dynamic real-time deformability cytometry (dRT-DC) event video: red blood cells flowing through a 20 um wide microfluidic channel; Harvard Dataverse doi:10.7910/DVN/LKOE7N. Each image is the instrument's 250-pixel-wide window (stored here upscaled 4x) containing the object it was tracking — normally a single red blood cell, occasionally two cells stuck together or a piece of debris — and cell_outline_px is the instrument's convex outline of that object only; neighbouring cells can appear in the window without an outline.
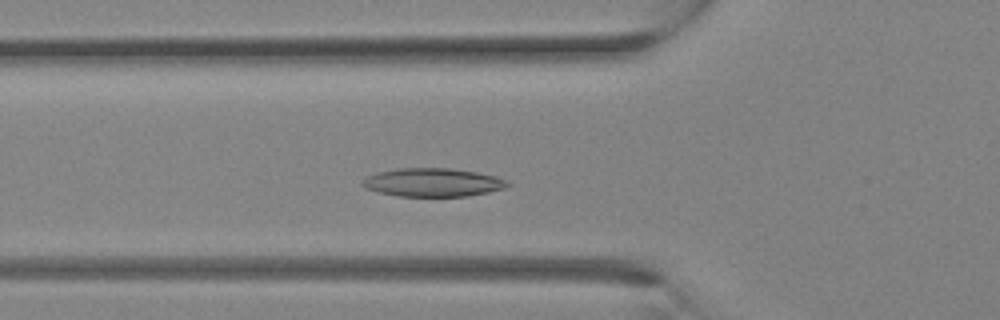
{"species": "Egyptian fruit bat (a non-hibernating species)", "species_latin": "Rousettus aegyptiacus", "temperature_condition": "room temperature", "stored_images_in_passage": 28, "camera_frame_rate_fps": 3000, "um_per_image_px": 0.085, "animal": {"sex": "female"}, "frame": {"image": 1, "passage_image": 7, "time_ms": 2.0, "image_size_px": [1000, 320], "cell_outline_px": [[512, 184], [508, 188], [468, 196], [396, 196], [364, 188], [360, 184], [360, 180], [376, 172], [400, 168], [448, 168], [476, 172], [496, 176], [508, 180]], "centroid_in_image_um": [36.8, 15.5], "position_along_channel_um": 89.0, "area_um2": 24.28}}
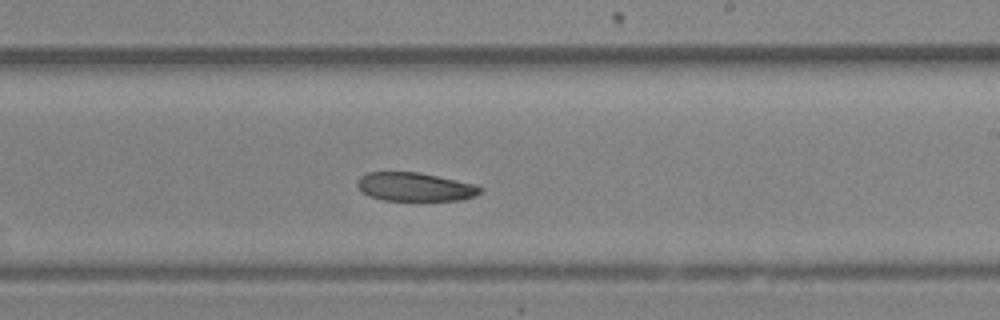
{"frame": {"image": 2, "passage_image": 15, "time_ms": 4.667, "image_size_px": [1000, 320], "cell_outline_px": [[480, 192], [476, 196], [460, 200], [384, 200], [368, 196], [356, 184], [356, 180], [360, 176], [368, 172], [420, 172], [476, 184], [480, 188]], "centroid_in_image_um": [35.26, 15.87], "position_along_channel_um": 253.7, "area_um2": 20.46}}
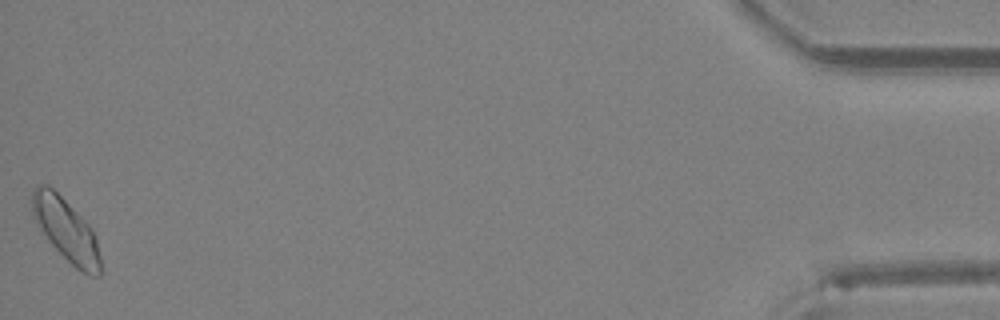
{"frame": {"image": 3, "passage_image": 28, "time_ms": 9.0, "image_size_px": [1000, 320], "cell_outline_px": [[100, 276], [88, 276], [76, 268], [48, 240], [32, 216], [32, 188], [36, 184], [48, 184], [92, 228], [96, 236], [100, 256]], "centroid_in_image_um": [5.61, 19.53], "position_along_channel_um": 429.6, "area_um2": 24.62}}